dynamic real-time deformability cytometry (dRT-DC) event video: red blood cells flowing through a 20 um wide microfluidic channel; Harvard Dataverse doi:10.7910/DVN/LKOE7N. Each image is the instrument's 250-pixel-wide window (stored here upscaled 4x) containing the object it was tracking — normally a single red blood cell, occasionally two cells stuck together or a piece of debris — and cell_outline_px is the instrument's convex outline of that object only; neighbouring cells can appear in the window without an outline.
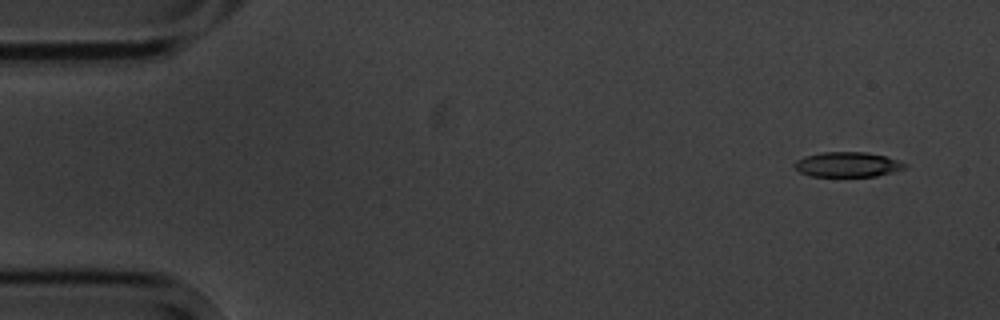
{"species": "common noctule bat (a hibernating species)", "species_latin": "Nyctalus noctula", "temperature_condition": "cold", "stored_images_in_passage": 8, "camera_frame_rate_fps": 3000, "um_per_image_px": 0.085, "animal": {"sex": "male", "body_mass_g": 20.1, "forearm_length_mm": 53.5}, "frame": {"image": 1, "passage_image": 1, "time_ms": 0.0, "image_size_px": [1000, 320], "cell_outline_px": [[908, 164], [904, 168], [892, 172], [876, 176], [812, 176], [800, 172], [792, 164], [796, 160], [804, 156], [824, 152], [864, 152], [884, 156]], "centroid_in_image_um": [72.0, 13.98], "position_along_channel_um": 13.0, "area_um2": 15.84}}
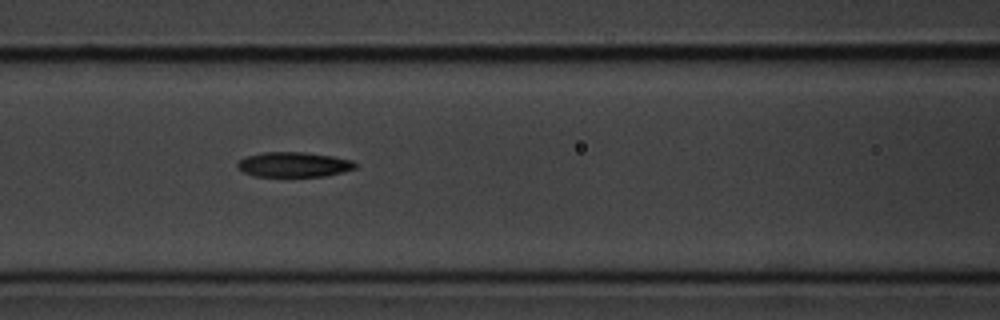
{"frame": {"image": 2, "passage_image": 7, "time_ms": 6.667, "image_size_px": [1000, 320], "cell_outline_px": [[356, 168], [344, 172], [328, 176], [252, 176], [236, 168], [236, 164], [240, 160], [248, 156], [264, 152], [304, 152], [332, 156], [352, 160], [356, 164]], "centroid_in_image_um": [24.98, 13.99], "position_along_channel_um": 141.6, "area_um2": 17.17}}
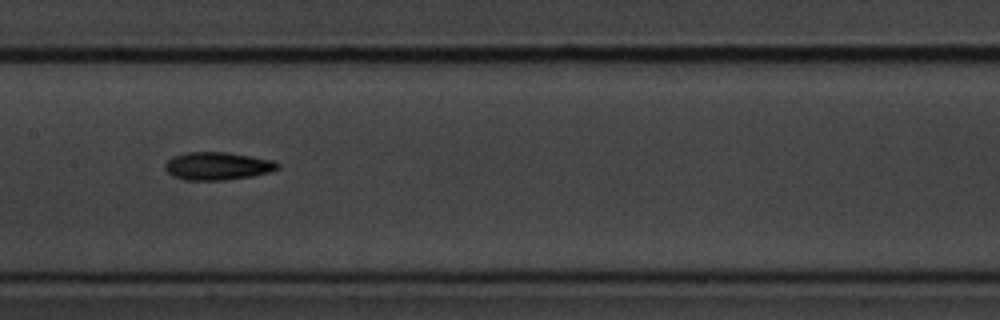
{"frame": {"image": 3, "passage_image": 8, "time_ms": 8.0, "image_size_px": [1000, 320], "cell_outline_px": [[280, 168], [268, 172], [252, 176], [224, 180], [184, 180], [172, 176], [164, 168], [164, 164], [172, 156], [188, 152], [228, 152], [272, 160], [280, 164]], "centroid_in_image_um": [18.46, 14.11], "position_along_channel_um": 188.9, "area_um2": 18.32}}